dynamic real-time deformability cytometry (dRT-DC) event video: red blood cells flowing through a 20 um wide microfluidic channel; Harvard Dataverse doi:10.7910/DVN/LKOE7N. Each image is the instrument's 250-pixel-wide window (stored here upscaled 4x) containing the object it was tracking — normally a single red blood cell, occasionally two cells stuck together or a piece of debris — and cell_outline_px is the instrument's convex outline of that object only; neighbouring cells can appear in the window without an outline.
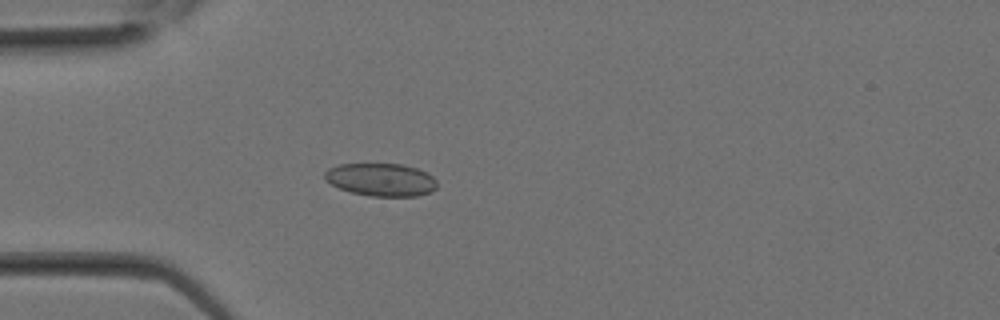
{"species": "Egyptian fruit bat (a non-hibernating species)", "species_latin": "Rousettus aegyptiacus", "temperature_condition": "room temperature", "stored_images_in_passage": 30, "camera_frame_rate_fps": 3000, "um_per_image_px": 0.085, "animal": {"sex": "female"}, "frame": {"image": 1, "passage_image": 9, "time_ms": 2.667, "image_size_px": [1000, 320], "cell_outline_px": [[436, 188], [432, 192], [416, 196], [372, 196], [352, 192], [340, 188], [324, 180], [324, 172], [328, 168], [340, 164], [404, 164], [428, 172], [436, 180]], "centroid_in_image_um": [32.4, 15.26], "position_along_channel_um": 52.6, "area_um2": 21.56}}
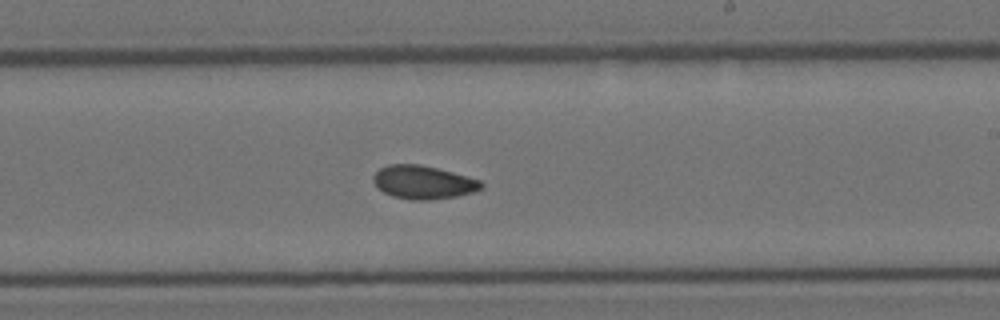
{"frame": {"image": 2, "passage_image": 18, "time_ms": 5.667, "image_size_px": [1000, 320], "cell_outline_px": [[484, 188], [472, 192], [456, 196], [428, 200], [412, 200], [392, 196], [376, 188], [372, 180], [372, 176], [380, 168], [388, 164], [420, 164], [452, 172], [480, 180], [484, 184]], "centroid_in_image_um": [35.94, 15.49], "position_along_channel_um": 253.1, "area_um2": 21.04}}
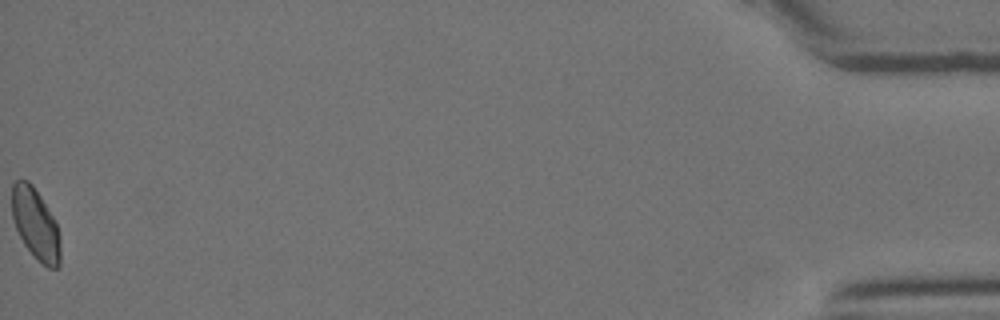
{"frame": {"image": 3, "passage_image": 30, "time_ms": 9.667, "image_size_px": [1000, 320], "cell_outline_px": [[60, 264], [56, 268], [48, 268], [24, 244], [16, 228], [12, 216], [12, 184], [16, 180], [28, 180], [32, 184], [40, 196], [52, 216], [56, 224], [60, 236]], "centroid_in_image_um": [3.02, 19.01], "position_along_channel_um": 432.2, "area_um2": 19.65}}